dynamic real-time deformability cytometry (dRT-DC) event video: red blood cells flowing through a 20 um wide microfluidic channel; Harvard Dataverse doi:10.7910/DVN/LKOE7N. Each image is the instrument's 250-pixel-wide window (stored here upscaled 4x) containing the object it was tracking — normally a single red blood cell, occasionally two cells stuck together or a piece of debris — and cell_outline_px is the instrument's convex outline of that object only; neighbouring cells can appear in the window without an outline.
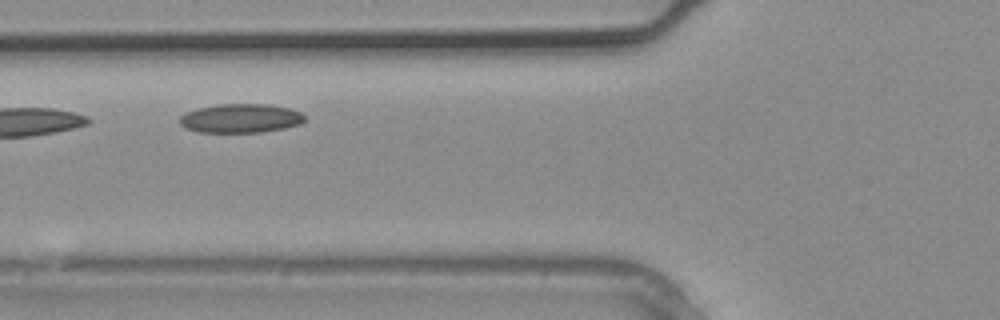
{"species": "common noctule bat (a hibernating species)", "species_latin": "Nyctalus noctula", "temperature_condition": "warm", "stored_images_in_passage": 2, "camera_frame_rate_fps": 3000, "um_per_image_px": 0.085, "animal": {"sex": "male", "body_mass_g": 20.4}, "frame": {"image": 1, "passage_image": 2, "time_ms": 0.333, "image_size_px": [1000, 320], "cell_outline_px": [[304, 120], [300, 124], [284, 128], [260, 132], [196, 132], [184, 128], [180, 124], [180, 116], [184, 112], [216, 104], [268, 104], [288, 108], [300, 112], [304, 116]], "centroid_in_image_um": [20.41, 10.06], "position_along_channel_um": 105.4, "area_um2": 21.1}}